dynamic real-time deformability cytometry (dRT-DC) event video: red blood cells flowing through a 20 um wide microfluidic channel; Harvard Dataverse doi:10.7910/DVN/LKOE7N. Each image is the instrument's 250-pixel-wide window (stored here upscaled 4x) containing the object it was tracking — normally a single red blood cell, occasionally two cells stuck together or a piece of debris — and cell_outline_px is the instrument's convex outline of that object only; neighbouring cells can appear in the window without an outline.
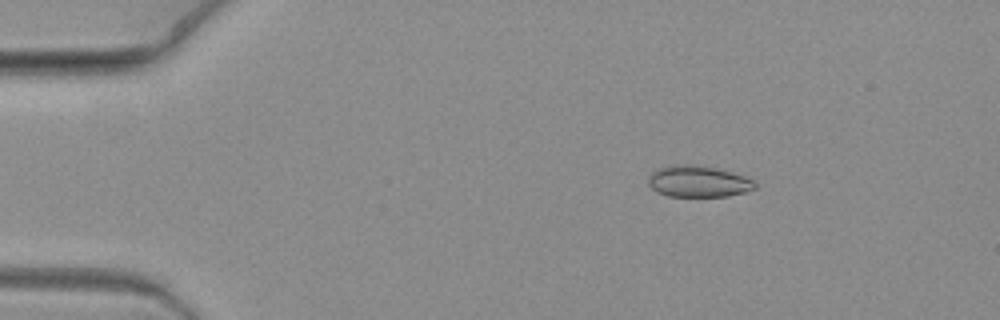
{"species": "common noctule bat (a hibernating species)", "species_latin": "Nyctalus noctula", "temperature_condition": "warm", "stored_images_in_passage": 7, "camera_frame_rate_fps": 3000, "um_per_image_px": 0.085, "animal": {"sex": "female", "body_mass_g": 19.3, "forearm_length_mm": 54.1}, "frame": {"image": 1, "passage_image": 3, "time_ms": 0.667, "image_size_px": [1000, 320], "cell_outline_px": [[756, 188], [744, 192], [728, 196], [668, 196], [652, 188], [648, 184], [648, 176], [652, 172], [660, 168], [676, 164], [692, 164], [712, 168], [744, 176], [752, 180], [756, 184]], "centroid_in_image_um": [59.33, 15.43], "position_along_channel_um": 25.7, "area_um2": 19.13}}